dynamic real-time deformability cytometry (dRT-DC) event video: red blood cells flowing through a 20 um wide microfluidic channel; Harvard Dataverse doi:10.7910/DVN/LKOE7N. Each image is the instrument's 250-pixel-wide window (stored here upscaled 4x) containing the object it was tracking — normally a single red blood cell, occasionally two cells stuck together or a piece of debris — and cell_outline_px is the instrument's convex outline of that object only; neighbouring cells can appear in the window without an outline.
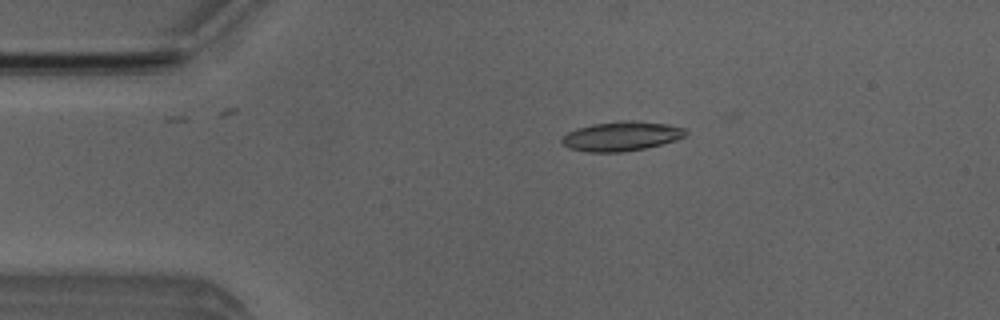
{"species": "Egyptian fruit bat (a non-hibernating species)", "species_latin": "Rousettus aegyptiacus", "temperature_condition": "room temperature", "stored_images_in_passage": 51, "camera_frame_rate_fps": 3000, "um_per_image_px": 0.085, "animal": {"sex": "male"}, "frame": {"image": 1, "passage_image": 10, "time_ms": 3.0, "image_size_px": [1000, 320], "cell_outline_px": [[688, 132], [684, 136], [676, 140], [644, 148], [624, 152], [588, 152], [568, 148], [560, 140], [568, 132], [576, 128], [592, 124], [620, 120], [636, 120], [668, 124], [684, 128]], "centroid_in_image_um": [52.81, 11.56], "position_along_channel_um": 32.2, "area_um2": 21.33}}
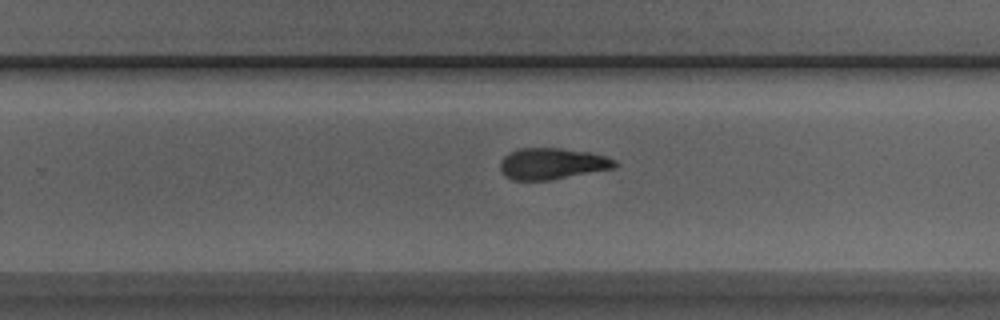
{"frame": {"image": 2, "passage_image": 32, "time_ms": 10.333, "image_size_px": [1000, 320], "cell_outline_px": [[616, 168], [548, 180], [512, 180], [504, 176], [500, 168], [500, 160], [508, 152], [520, 148], [560, 148], [588, 152], [604, 156], [616, 160]], "centroid_in_image_um": [46.89, 13.91], "position_along_channel_um": 282.9, "area_um2": 20.92}}
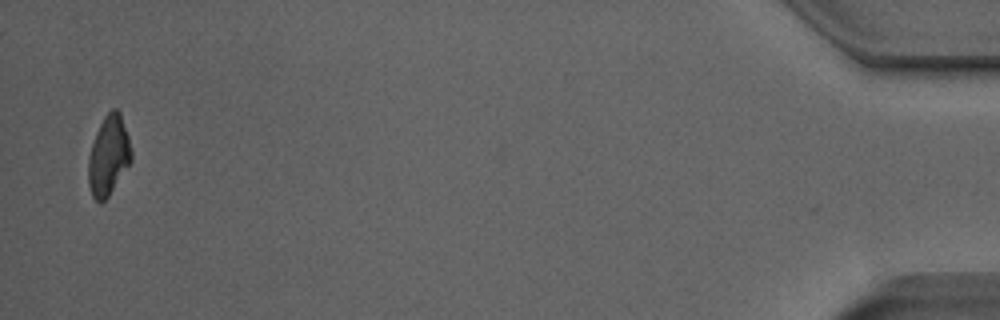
{"frame": {"image": 3, "passage_image": 50, "time_ms": 16.333, "image_size_px": [1000, 320], "cell_outline_px": [[132, 160], [108, 196], [100, 204], [92, 196], [88, 184], [88, 156], [96, 132], [104, 116], [112, 108], [116, 108], [120, 112], [128, 136], [132, 152]], "centroid_in_image_um": [9.22, 13.22], "position_along_channel_um": 426.0, "area_um2": 19.88}, "authors_computed_cell_mechanics": {"area_um2": 21.386, "velocity_mm_per_s": 3.9797, "shape_relaxation_time_tau1_ms": 6.721, "shape_relaxation_time_tau2_ms": 3.7774, "deformation_change_tau1": 0.1799, "deformation_change_tau2": 0.1227}}